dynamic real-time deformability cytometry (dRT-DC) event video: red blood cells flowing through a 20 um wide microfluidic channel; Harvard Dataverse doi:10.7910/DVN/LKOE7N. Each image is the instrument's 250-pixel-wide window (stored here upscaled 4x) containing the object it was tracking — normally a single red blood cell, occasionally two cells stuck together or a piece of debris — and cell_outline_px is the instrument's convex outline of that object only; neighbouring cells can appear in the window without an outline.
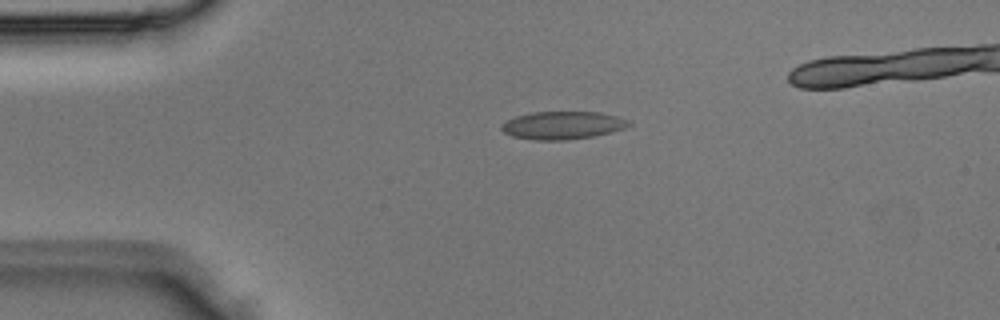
{"species": "Egyptian fruit bat (a non-hibernating species)", "species_latin": "Rousettus aegyptiacus", "temperature_condition": "room temperature", "stored_images_in_passage": 3, "camera_frame_rate_fps": 3000, "um_per_image_px": 0.085, "animal": {"sex": "male"}, "frame": {"image": 1, "passage_image": 3, "time_ms": 0.667, "image_size_px": [1000, 320], "cell_outline_px": [[632, 124], [624, 128], [612, 132], [592, 136], [568, 140], [536, 140], [512, 136], [504, 132], [500, 128], [500, 124], [516, 116], [532, 112], [600, 112], [616, 116], [628, 120]], "centroid_in_image_um": [47.81, 10.65], "position_along_channel_um": 37.2, "area_um2": 20.63}}